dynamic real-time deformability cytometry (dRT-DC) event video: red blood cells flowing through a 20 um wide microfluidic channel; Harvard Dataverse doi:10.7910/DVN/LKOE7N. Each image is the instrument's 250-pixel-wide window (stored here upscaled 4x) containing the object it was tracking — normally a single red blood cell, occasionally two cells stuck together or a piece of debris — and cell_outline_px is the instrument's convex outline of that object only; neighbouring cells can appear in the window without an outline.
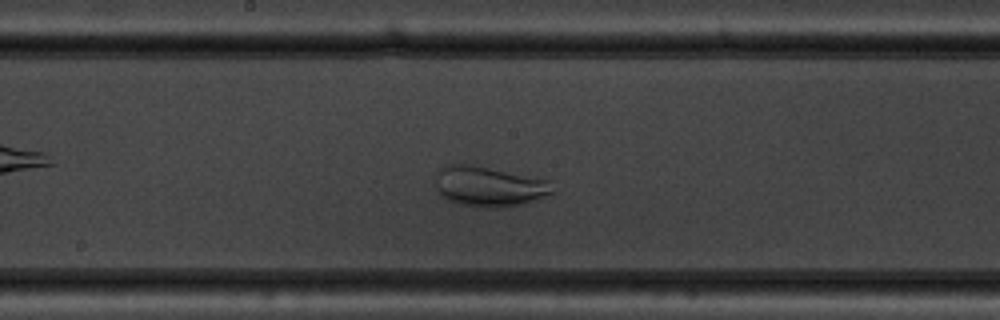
{"species": "common noctule bat (a hibernating species)", "species_latin": "Nyctalus noctula", "temperature_condition": "warm", "stored_images_in_passage": 48, "camera_frame_rate_fps": 3000, "um_per_image_px": 0.085, "animal": {"sex": "male", "body_mass_g": 19.5, "forearm_length_mm": 54.6}, "frame": {"image": 1, "passage_image": 22, "time_ms": 7.0, "image_size_px": [1000, 320], "cell_outline_px": [[552, 192], [536, 200], [524, 204], [500, 208], [476, 208], [444, 200], [440, 196], [436, 188], [436, 180], [440, 168], [448, 164], [472, 164], [548, 180]], "centroid_in_image_um": [41.5, 15.87], "position_along_channel_um": 206.7, "area_um2": 27.51}}
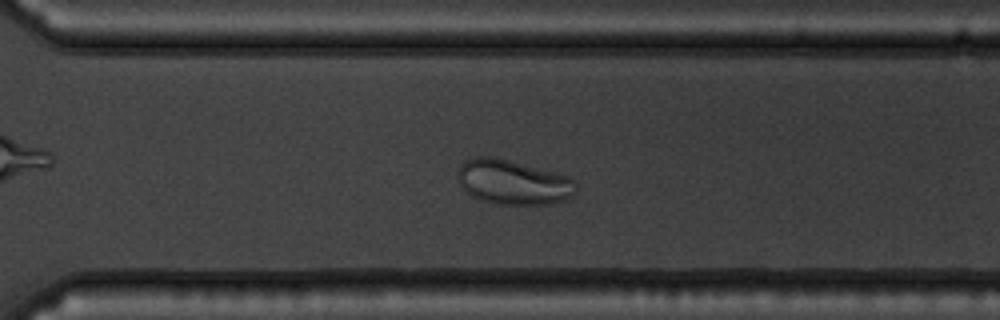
{"frame": {"image": 2, "passage_image": 32, "time_ms": 10.333, "image_size_px": [1000, 320], "cell_outline_px": [[576, 192], [568, 200], [556, 204], [496, 204], [480, 200], [464, 192], [460, 184], [460, 164], [464, 160], [476, 156], [496, 156], [556, 172], [568, 176], [576, 180]], "centroid_in_image_um": [43.66, 15.49], "position_along_channel_um": 326.9, "area_um2": 31.33}}
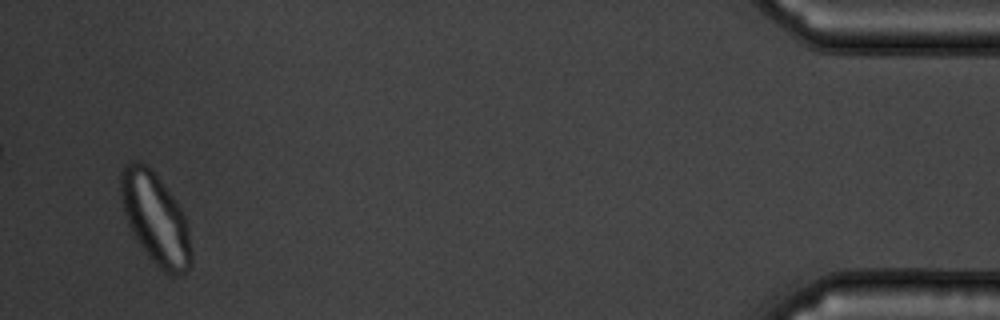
{"frame": {"image": 3, "passage_image": 46, "time_ms": 15.0, "image_size_px": [1000, 320], "cell_outline_px": [[192, 264], [184, 272], [176, 276], [168, 276], [148, 256], [132, 232], [128, 224], [124, 212], [120, 196], [120, 172], [124, 164], [128, 160], [136, 160], [144, 164], [160, 180], [184, 212], [188, 224], [192, 256]], "centroid_in_image_um": [13.21, 18.59], "position_along_channel_um": 422.0, "area_um2": 37.45}}